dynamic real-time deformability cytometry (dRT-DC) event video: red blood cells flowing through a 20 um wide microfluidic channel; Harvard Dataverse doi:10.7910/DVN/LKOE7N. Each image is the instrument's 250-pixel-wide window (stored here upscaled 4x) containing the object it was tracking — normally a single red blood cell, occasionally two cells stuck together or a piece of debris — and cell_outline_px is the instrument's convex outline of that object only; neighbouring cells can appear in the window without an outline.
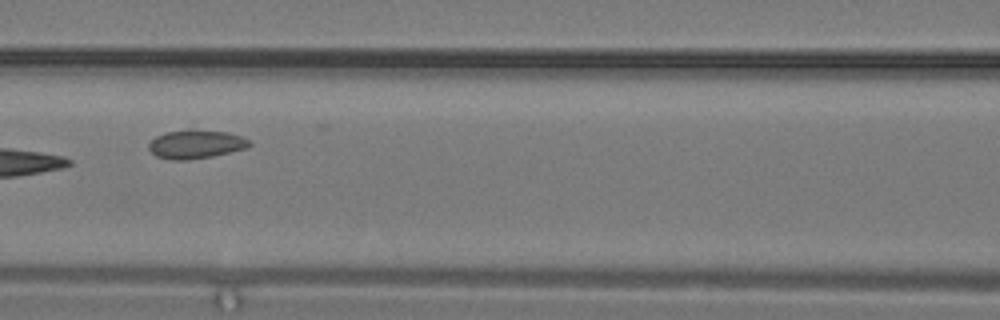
{"species": "common noctule bat (a hibernating species)", "species_latin": "Nyctalus noctula", "temperature_condition": "warm", "stored_images_in_passage": 24, "camera_frame_rate_fps": 3000, "um_per_image_px": 0.085, "animal": {"sex": "male", "body_mass_g": 19.2, "forearm_length_mm": 51.8}, "frame": {"image": 1, "passage_image": 11, "time_ms": 3.333, "image_size_px": [1000, 320], "cell_outline_px": [[252, 144], [248, 148], [212, 156], [188, 160], [172, 160], [156, 156], [148, 148], [148, 144], [156, 136], [168, 132], [188, 128], [192, 128], [228, 132], [240, 136], [248, 140]], "centroid_in_image_um": [16.65, 12.24], "position_along_channel_um": 150.0, "area_um2": 16.99}}